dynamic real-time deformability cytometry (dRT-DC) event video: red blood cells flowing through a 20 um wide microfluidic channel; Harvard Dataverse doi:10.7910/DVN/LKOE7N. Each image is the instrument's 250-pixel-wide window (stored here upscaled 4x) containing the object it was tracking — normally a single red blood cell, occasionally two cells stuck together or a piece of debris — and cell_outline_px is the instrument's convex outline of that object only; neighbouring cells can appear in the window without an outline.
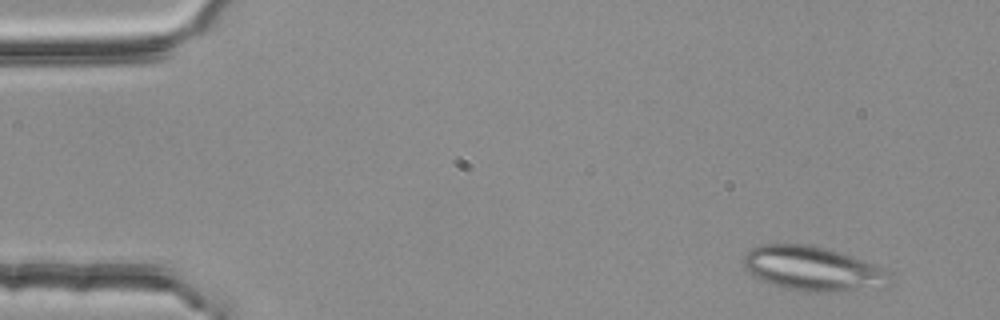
{"species": "common noctule bat (a hibernating species)", "species_latin": "Nyctalus noctula", "temperature_condition": "room temperature", "stored_images_in_passage": 4, "camera_frame_rate_fps": 3000, "um_per_image_px": 0.085, "animal": {"sex": "female", "body_mass_g": 25.1}, "frame": {"image": 1, "passage_image": 1, "time_ms": 0.0, "image_size_px": [1000, 320], "cell_outline_px": [[892, 272], [888, 288], [840, 292], [804, 292], [772, 284], [760, 280], [744, 264], [744, 256], [752, 248], [760, 244], [808, 244], [840, 252], [852, 256], [884, 268]], "centroid_in_image_um": [69.21, 22.86], "position_along_channel_um": 15.8, "area_um2": 38.15}}